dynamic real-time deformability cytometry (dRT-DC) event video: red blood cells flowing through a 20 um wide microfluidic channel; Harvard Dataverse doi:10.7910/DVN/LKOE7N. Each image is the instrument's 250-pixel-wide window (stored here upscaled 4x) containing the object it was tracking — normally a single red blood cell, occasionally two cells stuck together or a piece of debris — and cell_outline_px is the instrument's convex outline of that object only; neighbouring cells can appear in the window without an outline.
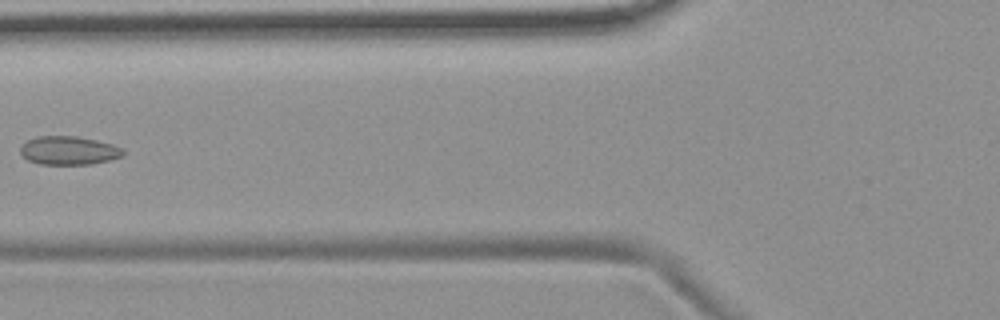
{"species": "common noctule bat (a hibernating species)", "species_latin": "Nyctalus noctula", "temperature_condition": "room temperature", "stored_images_in_passage": 6, "camera_frame_rate_fps": 3000, "um_per_image_px": 0.085, "animal": {"sex": "female", "body_mass_g": 19.9}, "frame": {"image": 1, "passage_image": 6, "time_ms": 6.0, "image_size_px": [1000, 320], "cell_outline_px": [[124, 156], [92, 164], [40, 164], [28, 160], [20, 152], [20, 148], [28, 140], [36, 136], [76, 136], [96, 140], [112, 144], [124, 148]], "centroid_in_image_um": [5.87, 12.79], "position_along_channel_um": 119.9, "area_um2": 17.05}}